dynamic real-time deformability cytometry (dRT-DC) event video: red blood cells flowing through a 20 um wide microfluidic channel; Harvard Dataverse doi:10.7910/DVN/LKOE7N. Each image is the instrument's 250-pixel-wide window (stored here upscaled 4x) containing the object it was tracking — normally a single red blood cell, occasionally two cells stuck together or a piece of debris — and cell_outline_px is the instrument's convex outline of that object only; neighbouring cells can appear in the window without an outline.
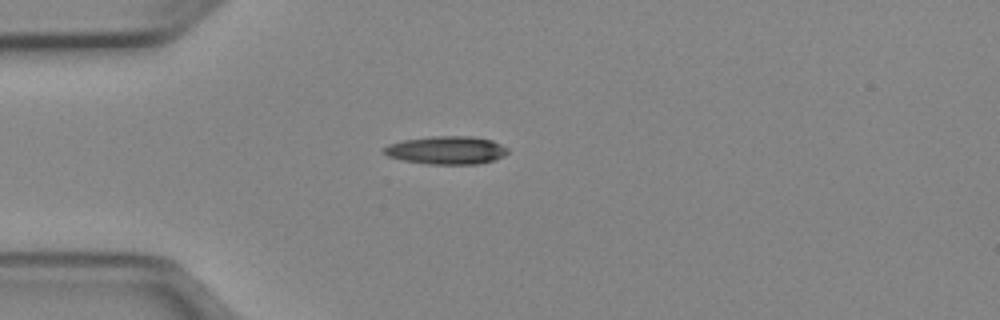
{"species": "Egyptian fruit bat (a non-hibernating species)", "species_latin": "Rousettus aegyptiacus", "temperature_condition": "cold", "stored_images_in_passage": 38, "camera_frame_rate_fps": 3000, "um_per_image_px": 0.085, "animal": {"sex": "female"}, "frame": {"image": 1, "passage_image": 1, "time_ms": 0.0, "image_size_px": [1000, 320], "cell_outline_px": [[508, 152], [504, 156], [480, 164], [428, 164], [400, 160], [388, 156], [380, 152], [380, 148], [388, 144], [404, 140], [432, 136], [472, 136], [492, 140], [508, 148]], "centroid_in_image_um": [37.89, 12.77], "position_along_channel_um": 47.1, "area_um2": 20.52}}
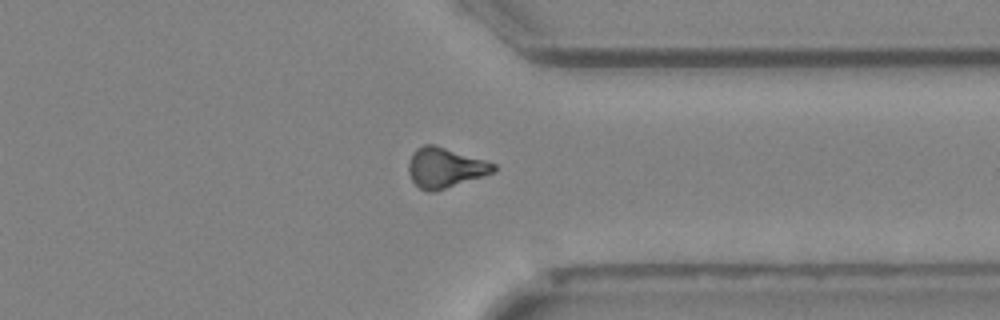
{"frame": {"image": 2, "passage_image": 27, "time_ms": 8.667, "image_size_px": [1000, 320], "cell_outline_px": [[496, 172], [436, 192], [428, 192], [420, 188], [412, 180], [408, 172], [408, 164], [412, 152], [416, 148], [424, 144], [432, 144], [484, 160], [496, 164]], "centroid_in_image_um": [37.82, 14.27], "position_along_channel_um": 373.6, "area_um2": 19.88}}
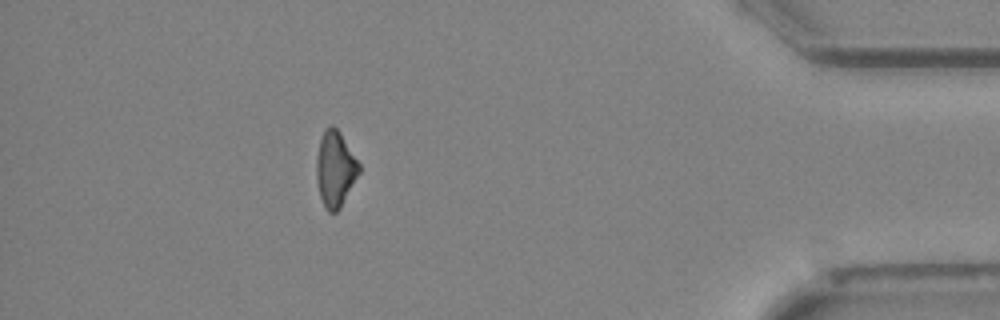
{"frame": {"image": 3, "passage_image": 33, "time_ms": 10.667, "image_size_px": [1000, 320], "cell_outline_px": [[360, 172], [340, 208], [336, 212], [328, 212], [320, 196], [316, 180], [316, 156], [320, 140], [324, 128], [332, 124], [340, 132], [360, 164]], "centroid_in_image_um": [28.48, 14.34], "position_along_channel_um": 406.7, "area_um2": 18.79}, "authors_computed_cell_mechanics": {"area_um2": 19.7965, "velocity_mm_per_s": 3.9772, "shape_relaxation_time_tau1_ms": 6.7354, "shape_relaxation_time_tau2_ms": null, "deformation_change_tau1": 0.1638, "deformation_change_tau2": null}}